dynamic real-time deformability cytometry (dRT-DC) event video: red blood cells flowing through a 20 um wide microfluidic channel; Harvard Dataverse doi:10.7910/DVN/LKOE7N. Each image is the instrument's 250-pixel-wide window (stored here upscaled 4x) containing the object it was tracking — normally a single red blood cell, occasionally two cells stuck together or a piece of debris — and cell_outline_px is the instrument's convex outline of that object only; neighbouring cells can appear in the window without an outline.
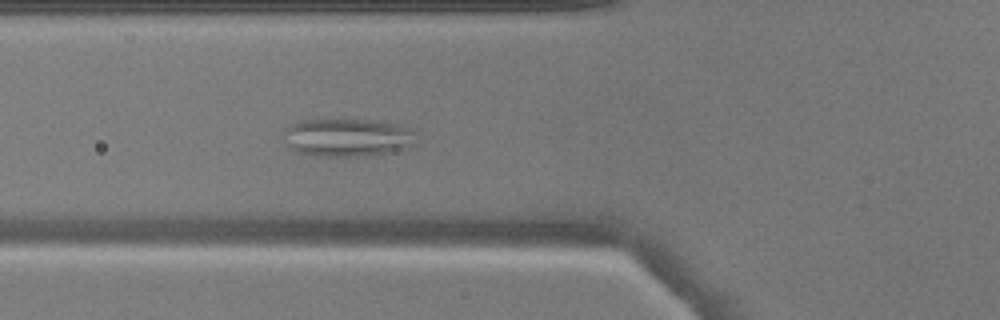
{"species": "common noctule bat (a hibernating species)", "species_latin": "Nyctalus noctula", "temperature_condition": "warm", "stored_images_in_passage": 42, "camera_frame_rate_fps": 3000, "um_per_image_px": 0.085, "animal": {"sex": "male", "body_mass_g": 17.9}, "frame": {"image": 1, "passage_image": 10, "time_ms": 3.0, "image_size_px": [1000, 320], "cell_outline_px": [[412, 144], [404, 148], [388, 152], [364, 156], [320, 156], [300, 152], [292, 148], [288, 144], [284, 132], [284, 128], [292, 124], [304, 120], [328, 116], [384, 120], [400, 124], [412, 128]], "centroid_in_image_um": [29.52, 11.6], "position_along_channel_um": 96.3, "area_um2": 30.11}}
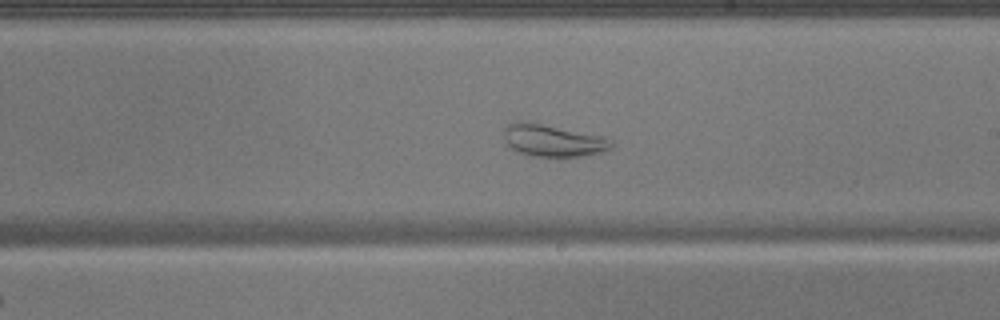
{"frame": {"image": 2, "passage_image": 21, "time_ms": 6.667, "image_size_px": [1000, 320], "cell_outline_px": [[616, 144], [612, 148], [600, 152], [580, 156], [532, 156], [520, 152], [512, 148], [504, 140], [504, 128], [508, 124], [516, 120], [528, 120], [604, 136], [612, 140]], "centroid_in_image_um": [47.01, 11.9], "position_along_channel_um": 242.0, "area_um2": 20.46}}
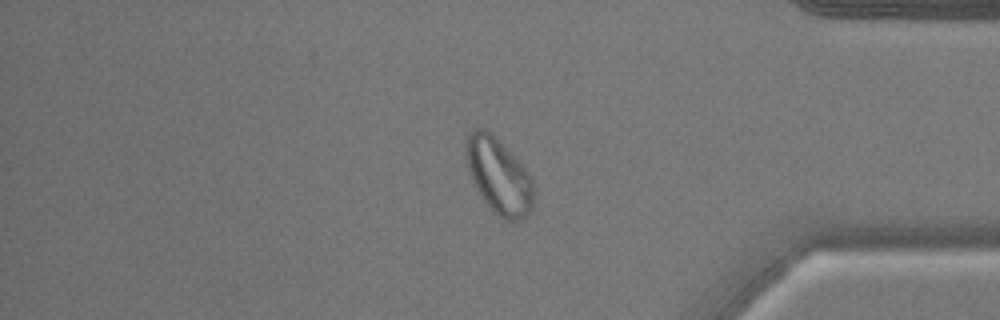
{"frame": {"image": 3, "passage_image": 34, "time_ms": 11.0, "image_size_px": [1000, 320], "cell_outline_px": [[532, 208], [520, 220], [504, 220], [484, 200], [476, 188], [468, 172], [464, 156], [464, 144], [468, 132], [472, 128], [484, 128], [528, 172], [532, 180]], "centroid_in_image_um": [42.31, 14.93], "position_along_channel_um": 392.9, "area_um2": 29.07}}